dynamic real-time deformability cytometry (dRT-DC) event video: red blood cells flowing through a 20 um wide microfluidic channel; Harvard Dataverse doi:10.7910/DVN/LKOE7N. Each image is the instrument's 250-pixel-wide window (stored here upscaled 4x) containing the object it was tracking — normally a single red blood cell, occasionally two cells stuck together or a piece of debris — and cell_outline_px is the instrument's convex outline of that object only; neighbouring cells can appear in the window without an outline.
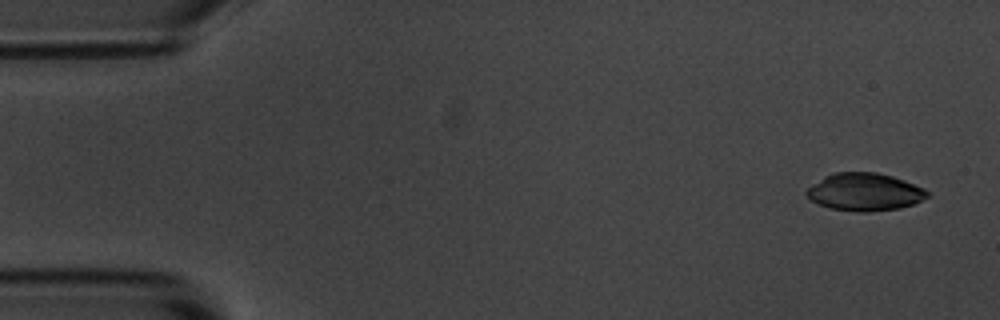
{"species": "common noctule bat (a hibernating species)", "species_latin": "Nyctalus noctula", "temperature_condition": "room temperature", "stored_images_in_passage": 54, "camera_frame_rate_fps": 3000, "um_per_image_px": 0.085, "animal": {"sex": "male", "body_mass_g": 20.1, "forearm_length_mm": 53.5}, "frame": {"image": 1, "passage_image": 1, "time_ms": 0.0, "image_size_px": [1000, 320], "cell_outline_px": [[928, 196], [916, 204], [900, 208], [868, 212], [856, 212], [828, 208], [812, 200], [804, 192], [812, 184], [824, 176], [836, 172], [876, 172], [892, 176], [904, 180], [924, 188], [928, 192]], "centroid_in_image_um": [73.5, 16.32], "position_along_channel_um": 11.5, "area_um2": 26.59}}
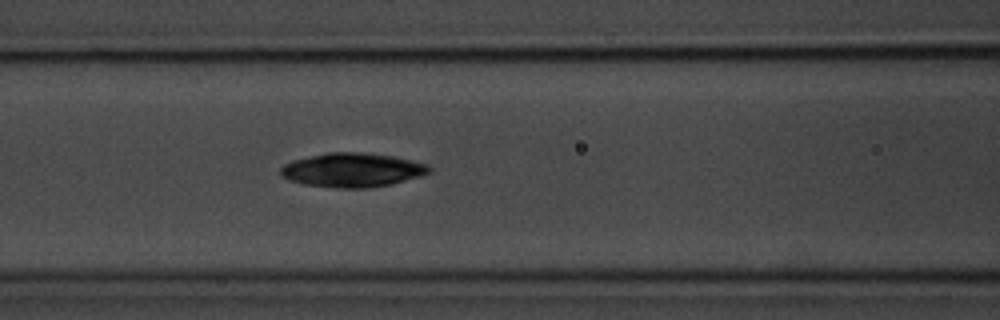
{"frame": {"image": 2, "passage_image": 21, "time_ms": 6.667, "image_size_px": [1000, 320], "cell_outline_px": [[432, 172], [420, 176], [392, 184], [372, 188], [336, 188], [304, 184], [288, 180], [280, 176], [280, 168], [284, 164], [292, 160], [328, 152], [364, 152], [392, 156], [412, 160], [428, 164], [432, 168]], "centroid_in_image_um": [29.95, 14.45], "position_along_channel_um": 136.6, "area_um2": 29.82}}
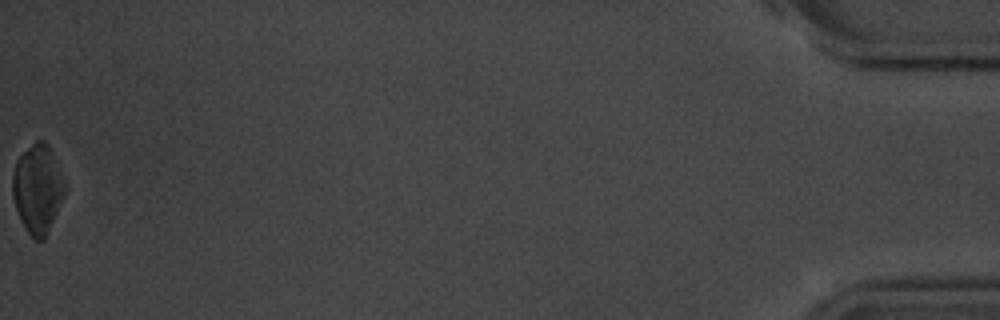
{"frame": {"image": 3, "passage_image": 54, "time_ms": 17.667, "image_size_px": [1000, 320], "cell_outline_px": [[64, 192], [48, 232], [44, 240], [36, 240], [24, 228], [20, 220], [12, 196], [12, 172], [16, 160], [36, 140], [44, 140], [48, 144], [64, 184]], "centroid_in_image_um": [3.14, 16.06], "position_along_channel_um": 432.1, "area_um2": 26.36}, "authors_computed_cell_mechanics": {"area_um2": 27.455, "velocity_mm_per_s": 3.6026, "shape_relaxation_time_tau1_ms": 3.2513, "shape_relaxation_time_tau2_ms": null, "deformation_change_tau1": 0.1091, "deformation_change_tau2": null}}